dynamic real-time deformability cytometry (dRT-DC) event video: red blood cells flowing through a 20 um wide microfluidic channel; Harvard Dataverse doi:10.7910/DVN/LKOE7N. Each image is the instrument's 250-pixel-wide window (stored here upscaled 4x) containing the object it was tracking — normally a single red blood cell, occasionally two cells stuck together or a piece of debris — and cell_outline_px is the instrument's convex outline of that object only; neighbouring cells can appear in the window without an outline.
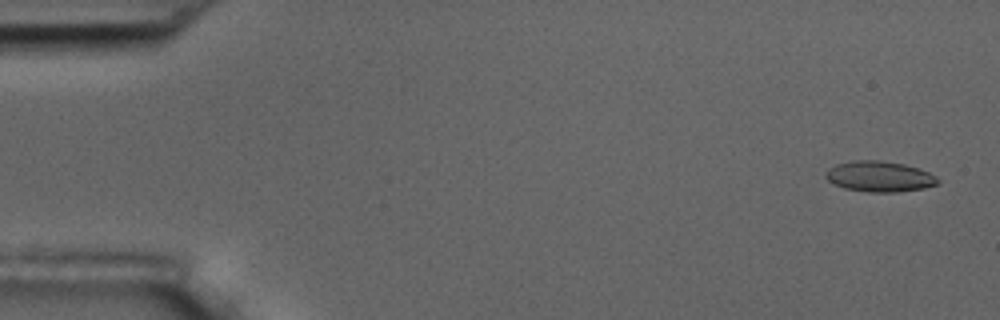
{"species": "common noctule bat (a hibernating species)", "species_latin": "Nyctalus noctula", "temperature_condition": "room temperature", "stored_images_in_passage": 5, "camera_frame_rate_fps": 3000, "um_per_image_px": 0.085, "animal": {"sex": "male", "body_mass_g": 17.5, "forearm_length_mm": 52.3}, "frame": {"image": 1, "passage_image": 1, "time_ms": 0.0, "image_size_px": [1000, 320], "cell_outline_px": [[940, 180], [936, 184], [924, 188], [896, 192], [868, 192], [844, 188], [832, 184], [824, 176], [824, 172], [828, 168], [836, 164], [852, 160], [880, 160], [904, 164], [928, 172], [936, 176]], "centroid_in_image_um": [74.7, 15.0], "position_along_channel_um": 10.3, "area_um2": 20.11}}
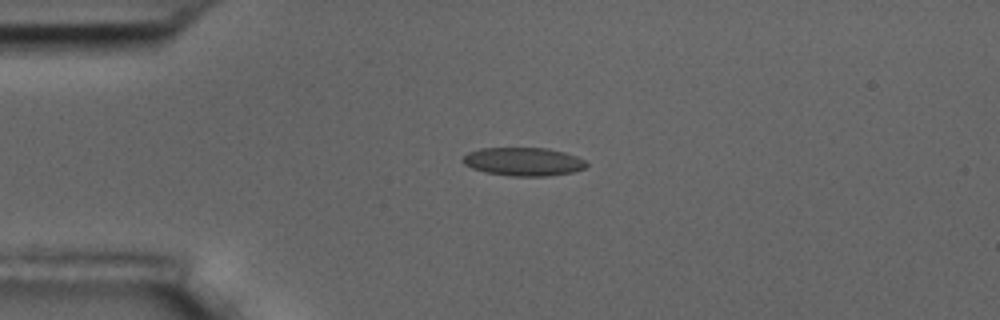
{"frame": {"image": 2, "passage_image": 4, "time_ms": 3.667, "image_size_px": [1000, 320], "cell_outline_px": [[588, 164], [584, 168], [572, 172], [548, 176], [508, 176], [484, 172], [472, 168], [464, 164], [460, 160], [468, 152], [480, 148], [548, 148], [564, 152], [576, 156], [584, 160]], "centroid_in_image_um": [44.46, 13.74], "position_along_channel_um": 40.5, "area_um2": 20.52}}